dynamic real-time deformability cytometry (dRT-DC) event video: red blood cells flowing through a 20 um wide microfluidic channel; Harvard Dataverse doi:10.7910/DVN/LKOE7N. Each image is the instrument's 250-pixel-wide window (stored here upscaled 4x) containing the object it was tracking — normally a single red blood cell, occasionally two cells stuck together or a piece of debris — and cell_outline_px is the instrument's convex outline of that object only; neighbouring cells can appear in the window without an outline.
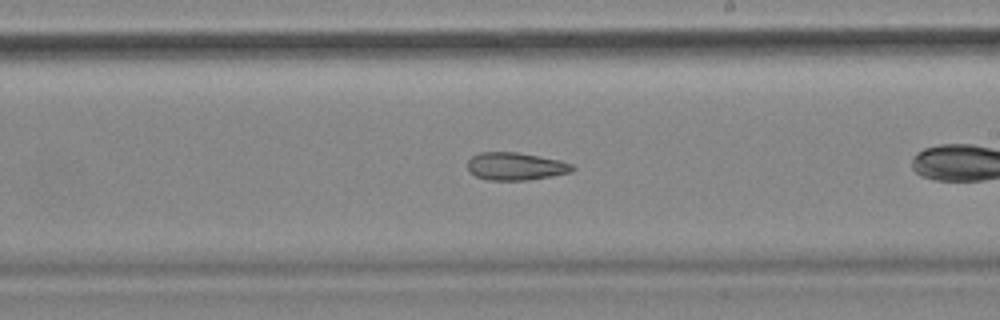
{"species": "common noctule bat (a hibernating species)", "species_latin": "Nyctalus noctula", "temperature_condition": "cold", "stored_images_in_passage": 30, "camera_frame_rate_fps": 3000, "um_per_image_px": 0.085, "animal": {"sex": "female", "body_mass_g": 18.4}, "frame": {"image": 1, "passage_image": 18, "time_ms": 5.667, "image_size_px": [1000, 320], "cell_outline_px": [[576, 168], [572, 172], [552, 176], [528, 180], [488, 180], [476, 176], [468, 172], [468, 160], [472, 156], [480, 152], [516, 152], [560, 160], [572, 164]], "centroid_in_image_um": [43.83, 14.14], "position_along_channel_um": 245.2, "area_um2": 16.99}}